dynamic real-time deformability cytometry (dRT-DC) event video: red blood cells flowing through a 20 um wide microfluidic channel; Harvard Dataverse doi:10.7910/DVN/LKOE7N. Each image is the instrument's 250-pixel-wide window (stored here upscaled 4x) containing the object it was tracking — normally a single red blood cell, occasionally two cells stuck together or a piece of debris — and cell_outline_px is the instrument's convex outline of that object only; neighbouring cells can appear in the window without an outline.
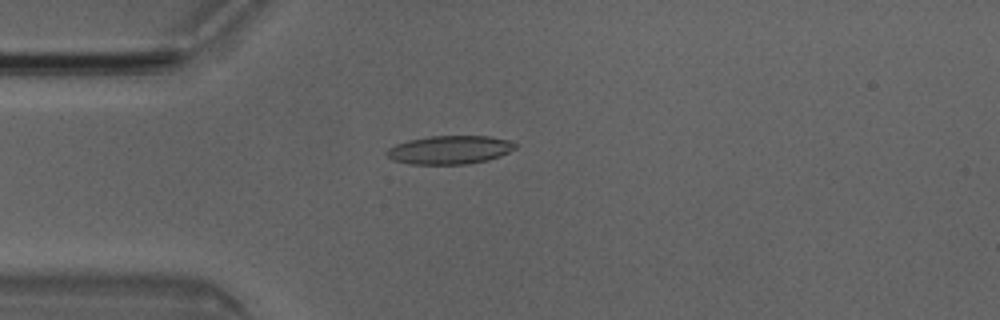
{"species": "Egyptian fruit bat (a non-hibernating species)", "species_latin": "Rousettus aegyptiacus", "temperature_condition": "room temperature", "stored_images_in_passage": 50, "camera_frame_rate_fps": 3000, "um_per_image_px": 0.085, "animal": {"sex": "male"}, "frame": {"image": 1, "passage_image": 13, "time_ms": 4.0, "image_size_px": [1000, 320], "cell_outline_px": [[516, 148], [500, 156], [488, 160], [464, 164], [412, 164], [392, 160], [384, 152], [388, 148], [396, 144], [408, 140], [428, 136], [492, 136], [508, 140], [516, 144]], "centroid_in_image_um": [38.21, 12.73], "position_along_channel_um": 46.8, "area_um2": 21.33}}
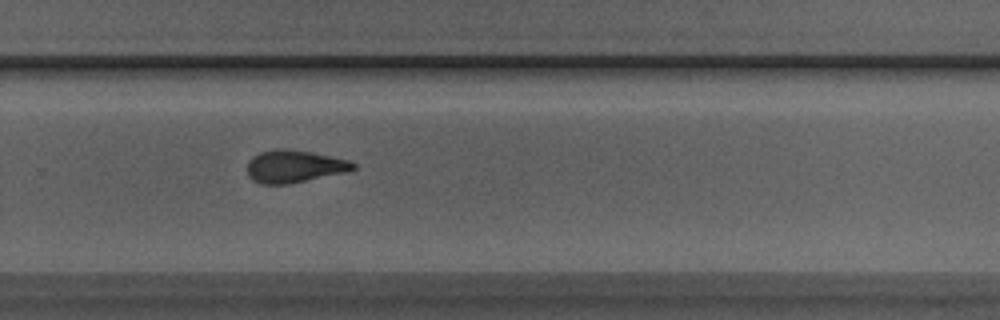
{"frame": {"image": 2, "passage_image": 33, "time_ms": 10.667, "image_size_px": [1000, 320], "cell_outline_px": [[356, 168], [348, 172], [288, 184], [260, 184], [252, 180], [248, 176], [248, 160], [252, 156], [260, 152], [276, 148], [288, 148], [312, 152], [332, 156], [348, 160], [356, 164]], "centroid_in_image_um": [25.01, 14.13], "position_along_channel_um": 304.8, "area_um2": 20.35}}
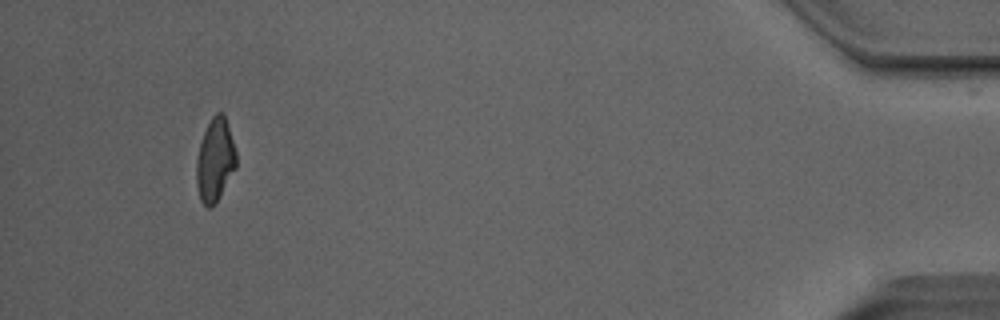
{"frame": {"image": 3, "passage_image": 47, "time_ms": 15.333, "image_size_px": [1000, 320], "cell_outline_px": [[236, 168], [220, 196], [212, 208], [208, 208], [200, 200], [196, 184], [196, 160], [200, 140], [212, 116], [216, 112], [224, 112], [236, 152]], "centroid_in_image_um": [18.27, 13.61], "position_along_channel_um": 416.9, "area_um2": 19.42}, "authors_computed_cell_mechanics": {"area_um2": 20.3167, "velocity_mm_per_s": 4.0701, "shape_relaxation_time_tau1_ms": null, "shape_relaxation_time_tau2_ms": 2.733, "deformation_change_tau1": null, "deformation_change_tau2": 0.117}}